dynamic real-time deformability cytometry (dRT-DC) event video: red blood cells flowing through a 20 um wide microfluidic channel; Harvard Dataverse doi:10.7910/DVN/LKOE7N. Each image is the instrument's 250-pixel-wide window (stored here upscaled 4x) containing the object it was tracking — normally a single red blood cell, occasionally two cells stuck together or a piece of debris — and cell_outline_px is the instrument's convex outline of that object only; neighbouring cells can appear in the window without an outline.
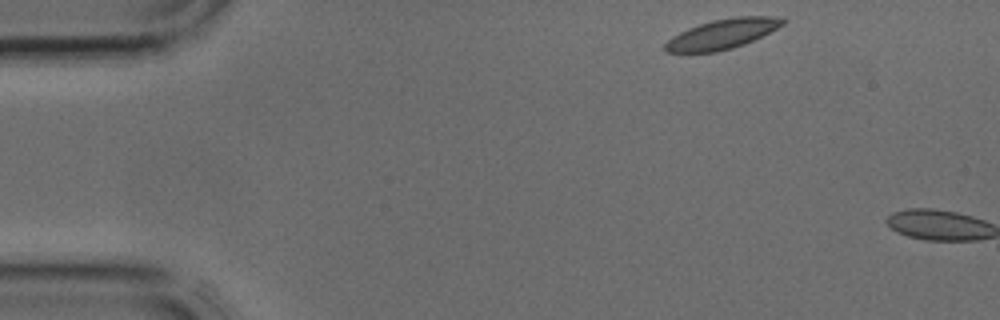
{"species": "common noctule bat (a hibernating species)", "species_latin": "Nyctalus noctula", "temperature_condition": "cold", "stored_images_in_passage": 2, "camera_frame_rate_fps": 3000, "um_per_image_px": 0.085, "animal": {"sex": "male", "body_mass_g": 17.9, "forearm_length_mm": 54.2}, "frame": {"image": 1, "passage_image": 1, "time_ms": 0.0, "image_size_px": [1000, 320], "cell_outline_px": [[788, 20], [784, 24], [744, 44], [732, 48], [716, 52], [664, 52], [664, 44], [668, 40], [680, 32], [688, 28], [712, 20], [736, 16], [772, 16]], "centroid_in_image_um": [61.38, 2.88], "position_along_channel_um": 23.6, "area_um2": 20.17}}